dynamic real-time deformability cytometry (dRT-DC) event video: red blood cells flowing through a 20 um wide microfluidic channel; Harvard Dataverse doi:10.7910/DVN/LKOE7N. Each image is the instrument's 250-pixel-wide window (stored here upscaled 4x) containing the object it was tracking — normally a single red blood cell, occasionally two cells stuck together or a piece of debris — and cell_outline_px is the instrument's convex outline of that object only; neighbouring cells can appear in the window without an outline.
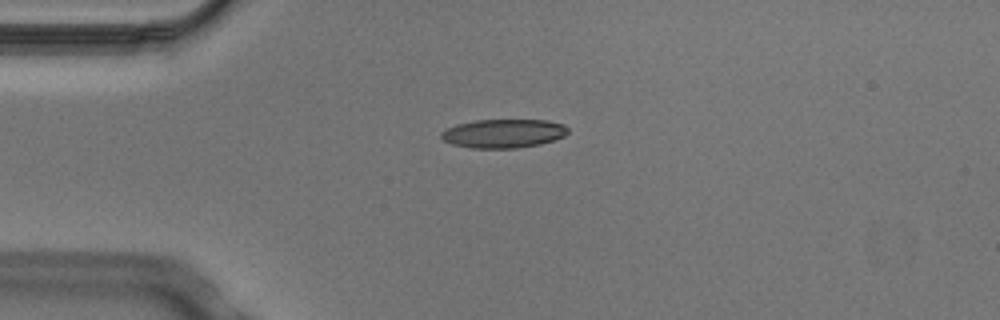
{"species": "Egyptian fruit bat (a non-hibernating species)", "species_latin": "Rousettus aegyptiacus", "temperature_condition": "cold", "stored_images_in_passage": 3, "camera_frame_rate_fps": 3000, "um_per_image_px": 0.085, "animal": {"sex": "male"}, "frame": {"image": 1, "passage_image": 3, "time_ms": 0.667, "image_size_px": [1000, 320], "cell_outline_px": [[568, 132], [564, 136], [540, 144], [516, 148], [472, 148], [452, 144], [444, 140], [440, 136], [440, 132], [456, 124], [476, 120], [548, 120], [564, 124], [568, 128]], "centroid_in_image_um": [42.79, 11.34], "position_along_channel_um": 42.2, "area_um2": 21.21}}